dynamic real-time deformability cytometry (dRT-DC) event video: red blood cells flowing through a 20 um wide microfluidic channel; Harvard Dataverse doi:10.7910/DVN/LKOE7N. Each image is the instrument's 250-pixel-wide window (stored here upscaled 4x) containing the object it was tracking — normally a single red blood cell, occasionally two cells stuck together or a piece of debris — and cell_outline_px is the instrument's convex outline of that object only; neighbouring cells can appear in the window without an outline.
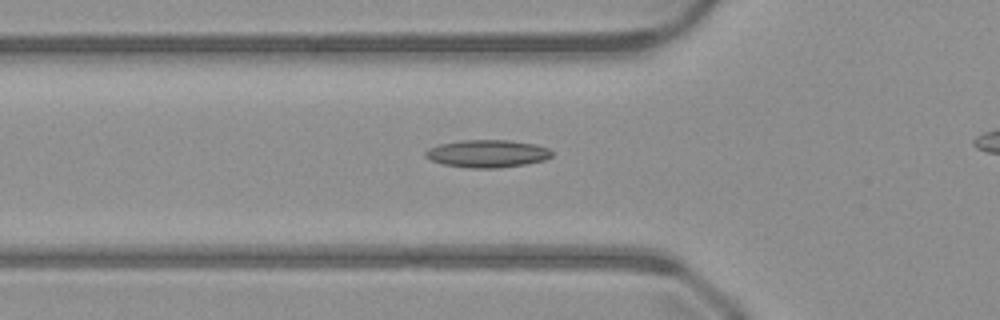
{"species": "common noctule bat (a hibernating species)", "species_latin": "Nyctalus noctula", "temperature_condition": "warm", "stored_images_in_passage": 35, "camera_frame_rate_fps": 3000, "um_per_image_px": 0.085, "animal": {"sex": "male", "body_mass_g": 23.1, "forearm_length_mm": 52.7}, "frame": {"image": 1, "passage_image": 11, "time_ms": 3.333, "image_size_px": [1000, 320], "cell_outline_px": [[552, 156], [544, 160], [524, 164], [496, 168], [472, 168], [444, 164], [432, 160], [424, 156], [424, 152], [428, 148], [440, 144], [460, 140], [508, 140], [536, 144], [548, 148], [552, 152]], "centroid_in_image_um": [41.42, 13.05], "position_along_channel_um": 84.4, "area_um2": 20.23}}
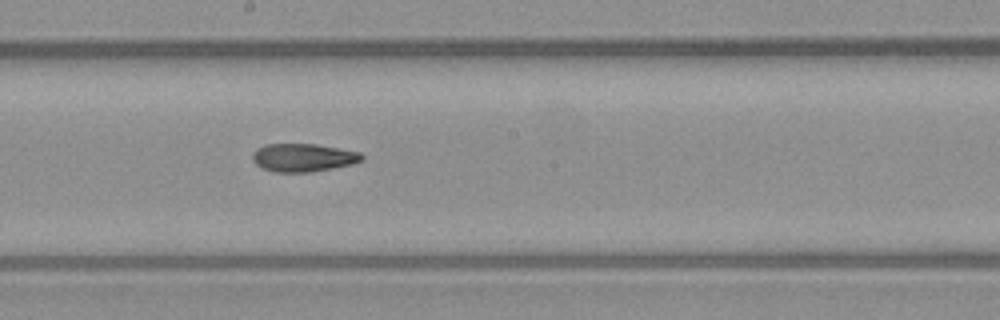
{"frame": {"image": 2, "passage_image": 21, "time_ms": 6.667, "image_size_px": [1000, 320], "cell_outline_px": [[364, 160], [352, 164], [312, 172], [272, 172], [256, 164], [252, 160], [252, 152], [256, 148], [264, 144], [316, 144], [360, 152], [364, 156]], "centroid_in_image_um": [25.76, 13.39], "position_along_channel_um": 222.4, "area_um2": 18.03}}
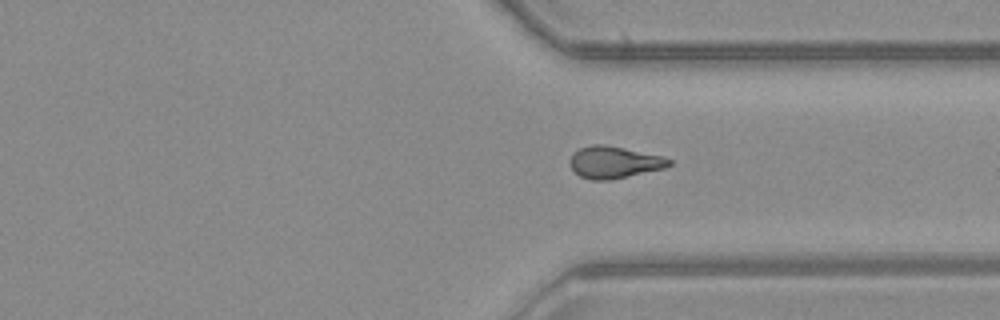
{"frame": {"image": 3, "passage_image": 31, "time_ms": 10.0, "image_size_px": [1000, 320], "cell_outline_px": [[672, 164], [664, 168], [612, 180], [592, 180], [580, 176], [568, 164], [568, 160], [580, 148], [592, 144], [604, 144], [624, 148], [660, 156], [672, 160]], "centroid_in_image_um": [52.18, 13.8], "position_along_channel_um": 359.2, "area_um2": 18.32}}